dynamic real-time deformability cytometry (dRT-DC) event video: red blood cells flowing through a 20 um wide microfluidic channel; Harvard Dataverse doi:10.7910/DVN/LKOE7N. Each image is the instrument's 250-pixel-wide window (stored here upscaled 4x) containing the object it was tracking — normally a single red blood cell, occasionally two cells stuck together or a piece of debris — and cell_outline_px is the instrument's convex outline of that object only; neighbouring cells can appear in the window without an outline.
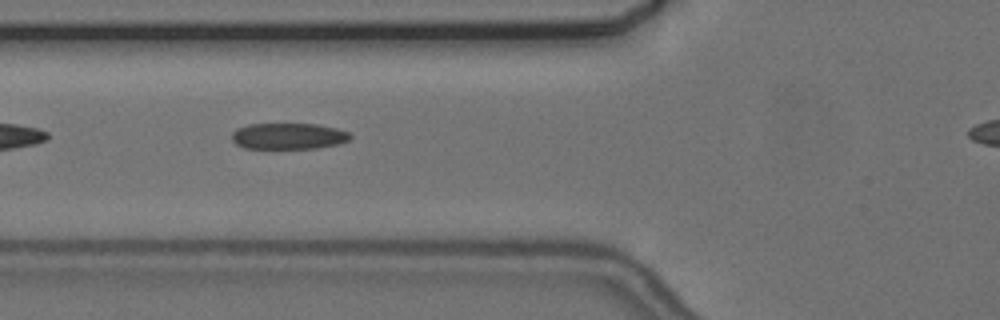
{"species": "common noctule bat (a hibernating species)", "species_latin": "Nyctalus noctula", "temperature_condition": "cold", "stored_images_in_passage": 25, "camera_frame_rate_fps": 3000, "um_per_image_px": 0.085, "animal": {"sex": "female", "body_mass_g": 24.6, "forearm_length_mm": 56.2}, "frame": {"image": 1, "passage_image": 6, "time_ms": 1.667, "image_size_px": [1000, 320], "cell_outline_px": [[352, 136], [348, 140], [336, 144], [316, 148], [244, 148], [236, 144], [232, 140], [232, 132], [236, 128], [248, 124], [316, 124], [336, 128], [348, 132]], "centroid_in_image_um": [24.48, 11.56], "position_along_channel_um": 101.3, "area_um2": 17.98}}